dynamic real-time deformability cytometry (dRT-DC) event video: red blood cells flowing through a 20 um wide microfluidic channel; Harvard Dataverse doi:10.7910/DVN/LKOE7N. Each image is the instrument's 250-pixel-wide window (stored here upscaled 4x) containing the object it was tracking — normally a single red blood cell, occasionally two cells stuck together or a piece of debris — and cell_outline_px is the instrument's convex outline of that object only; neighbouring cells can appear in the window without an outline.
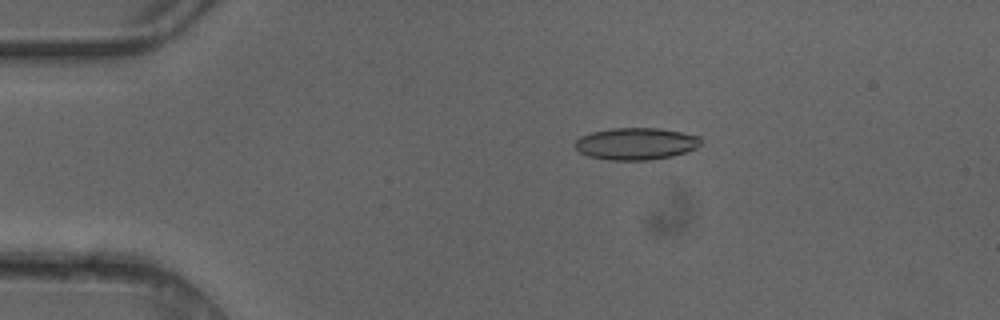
{"species": "common noctule bat (a hibernating species)", "species_latin": "Nyctalus noctula", "temperature_condition": "cold", "stored_images_in_passage": 6, "camera_frame_rate_fps": 3000, "um_per_image_px": 0.085, "animal": {"sex": "female"}, "frame": {"image": 1, "passage_image": 3, "time_ms": 0.667, "image_size_px": [1000, 320], "cell_outline_px": [[700, 144], [696, 148], [672, 156], [652, 160], [608, 160], [588, 156], [580, 152], [572, 144], [580, 136], [592, 132], [612, 128], [660, 128], [700, 136]], "centroid_in_image_um": [54.02, 12.22], "position_along_channel_um": 31.0, "area_um2": 23.52}}
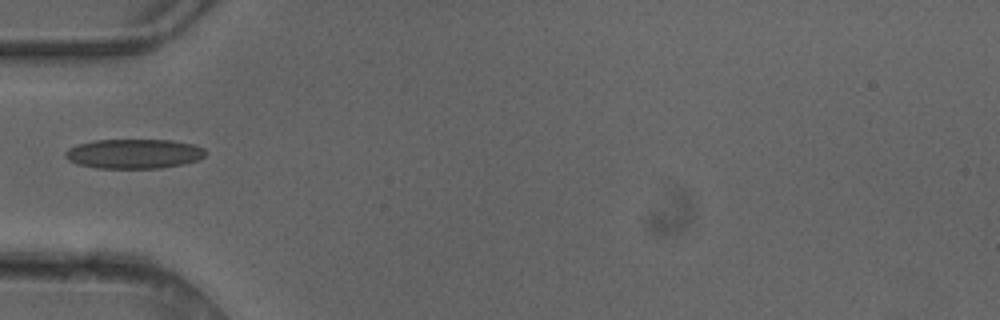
{"frame": {"image": 2, "passage_image": 5, "time_ms": 1.333, "image_size_px": [1000, 320], "cell_outline_px": [[208, 152], [200, 160], [184, 164], [160, 168], [96, 168], [76, 164], [68, 160], [64, 156], [64, 152], [68, 148], [76, 144], [96, 140], [172, 140], [196, 144], [204, 148]], "centroid_in_image_um": [11.4, 13.07], "position_along_channel_um": 73.6, "area_um2": 24.57}}
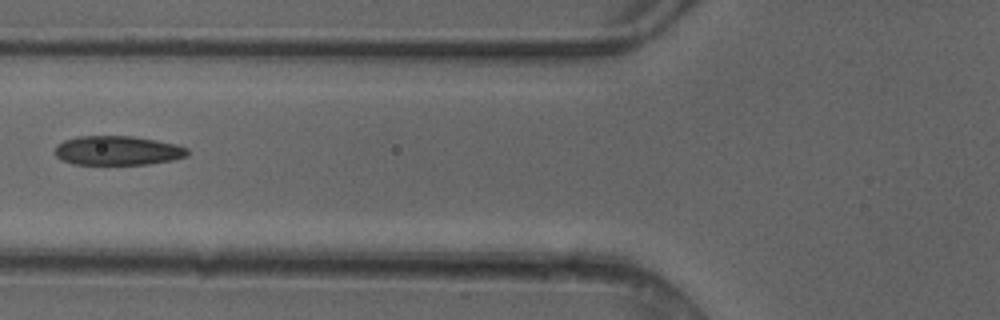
{"frame": {"image": 3, "passage_image": 6, "time_ms": 1.667, "image_size_px": [1000, 320], "cell_outline_px": [[188, 156], [172, 160], [148, 164], [72, 164], [60, 160], [56, 156], [56, 144], [64, 140], [76, 136], [132, 136], [156, 140], [176, 144], [188, 148]], "centroid_in_image_um": [9.98, 12.79], "position_along_channel_um": 115.8, "area_um2": 22.72}}